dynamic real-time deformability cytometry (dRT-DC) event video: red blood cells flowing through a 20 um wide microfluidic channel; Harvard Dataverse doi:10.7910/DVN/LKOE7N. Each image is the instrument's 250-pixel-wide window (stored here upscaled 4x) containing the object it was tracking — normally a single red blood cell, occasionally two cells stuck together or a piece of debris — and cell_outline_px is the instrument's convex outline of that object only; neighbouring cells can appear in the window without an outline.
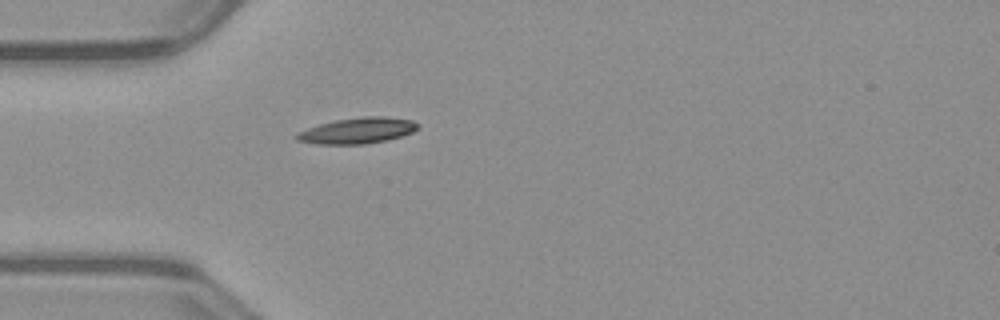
{"species": "common noctule bat (a hibernating species)", "species_latin": "Nyctalus noctula", "temperature_condition": "warm", "stored_images_in_passage": 7, "camera_frame_rate_fps": 3000, "um_per_image_px": 0.085, "animal": {"sex": "male", "body_mass_g": 23.1, "forearm_length_mm": 52.7}, "frame": {"image": 1, "passage_image": 1, "time_ms": 0.0, "image_size_px": [1000, 320], "cell_outline_px": [[420, 128], [412, 132], [388, 140], [364, 144], [316, 144], [296, 140], [292, 136], [296, 132], [320, 124], [336, 120], [360, 116], [384, 116], [412, 120], [420, 124]], "centroid_in_image_um": [30.37, 11.1], "position_along_channel_um": 54.6, "area_um2": 18.5}}